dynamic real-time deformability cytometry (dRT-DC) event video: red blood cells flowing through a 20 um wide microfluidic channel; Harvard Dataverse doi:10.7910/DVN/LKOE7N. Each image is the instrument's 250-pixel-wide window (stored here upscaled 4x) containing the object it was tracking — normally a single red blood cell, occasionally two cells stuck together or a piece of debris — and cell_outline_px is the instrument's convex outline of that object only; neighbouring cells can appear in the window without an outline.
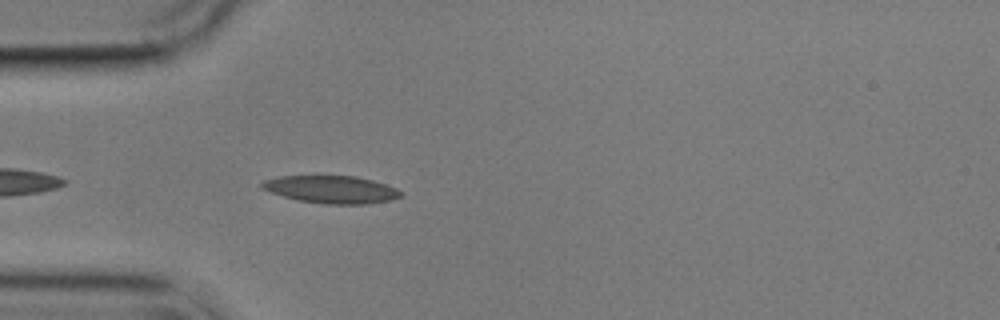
{"species": "common noctule bat (a hibernating species)", "species_latin": "Nyctalus noctula", "temperature_condition": "cold", "stored_images_in_passage": 42, "camera_frame_rate_fps": 3000, "um_per_image_px": 0.085, "animal": {"sex": "male", "body_mass_g": 17.9}, "frame": {"image": 1, "passage_image": 4, "time_ms": 1.0, "image_size_px": [1000, 320], "cell_outline_px": [[404, 196], [392, 200], [368, 204], [324, 204], [296, 200], [260, 188], [260, 184], [264, 180], [280, 176], [356, 176], [372, 180], [396, 188], [404, 192]], "centroid_in_image_um": [28.21, 16.11], "position_along_channel_um": 56.8, "area_um2": 22.43}}
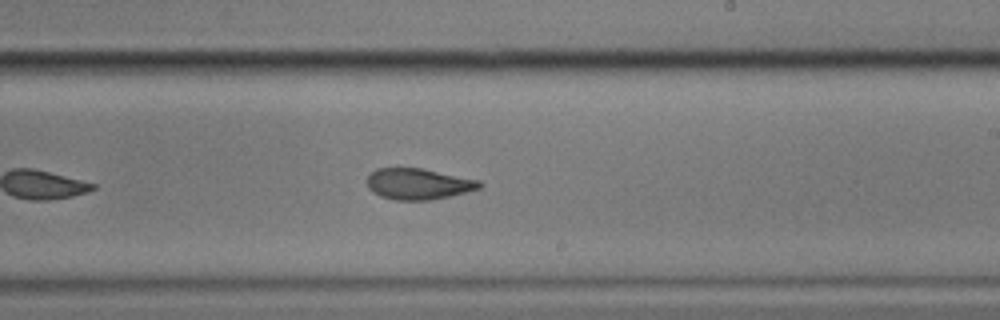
{"frame": {"image": 2, "passage_image": 21, "time_ms": 6.667, "image_size_px": [1000, 320], "cell_outline_px": [[484, 184], [480, 188], [448, 196], [428, 200], [396, 200], [380, 196], [372, 192], [368, 188], [368, 176], [376, 168], [420, 168], [480, 180]], "centroid_in_image_um": [35.55, 15.63], "position_along_channel_um": 253.5, "area_um2": 20.17}}
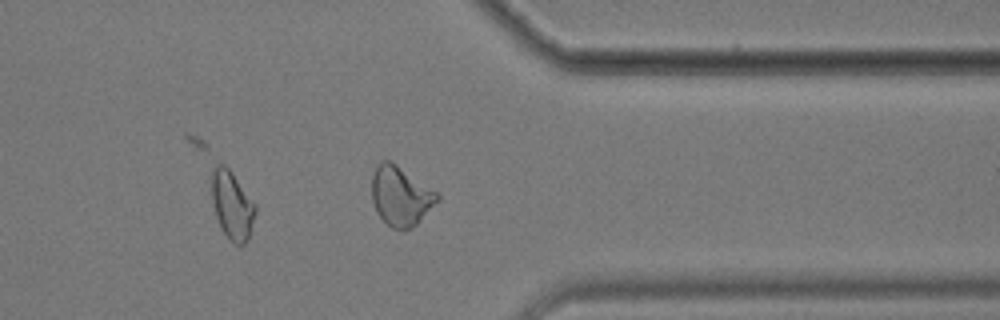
{"frame": {"image": 3, "passage_image": 32, "time_ms": 10.333, "image_size_px": [1000, 320], "cell_outline_px": [[256, 212], [248, 240], [244, 244], [236, 244], [224, 232], [216, 216], [212, 200], [212, 172], [216, 164], [224, 164], [232, 172], [256, 204]], "centroid_in_image_um": [19.75, 17.41], "position_along_channel_um": 391.7, "area_um2": 17.11}, "authors_computed_cell_mechanics": {"area_um2": 20.5768, "velocity_mm_per_s": 3.5385, "shape_relaxation_time_tau1_ms": null, "shape_relaxation_time_tau2_ms": 3.3828, "deformation_change_tau1": null, "deformation_change_tau2": 0.1029}}